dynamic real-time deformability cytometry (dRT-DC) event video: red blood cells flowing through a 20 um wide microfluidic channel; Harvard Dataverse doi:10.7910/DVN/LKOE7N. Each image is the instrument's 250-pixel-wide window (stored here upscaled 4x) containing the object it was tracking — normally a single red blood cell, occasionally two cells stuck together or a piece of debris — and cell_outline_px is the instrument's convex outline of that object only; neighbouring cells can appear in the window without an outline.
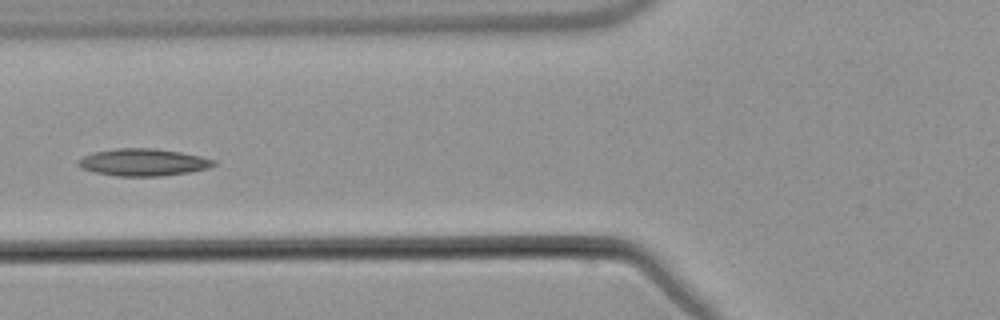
{"species": "common noctule bat (a hibernating species)", "species_latin": "Nyctalus noctula", "temperature_condition": "warm", "stored_images_in_passage": 6, "camera_frame_rate_fps": 3000, "um_per_image_px": 0.085, "animal": {"sex": "male", "body_mass_g": 21.5, "forearm_length_mm": 52.0}, "frame": {"image": 1, "passage_image": 6, "time_ms": 7.0, "image_size_px": [1000, 320], "cell_outline_px": [[216, 164], [208, 168], [188, 172], [164, 176], [116, 176], [96, 172], [80, 168], [76, 164], [76, 160], [92, 152], [116, 148], [156, 148], [180, 152], [200, 156], [216, 160]], "centroid_in_image_um": [12.14, 13.79], "position_along_channel_um": 113.7, "area_um2": 21.62}}